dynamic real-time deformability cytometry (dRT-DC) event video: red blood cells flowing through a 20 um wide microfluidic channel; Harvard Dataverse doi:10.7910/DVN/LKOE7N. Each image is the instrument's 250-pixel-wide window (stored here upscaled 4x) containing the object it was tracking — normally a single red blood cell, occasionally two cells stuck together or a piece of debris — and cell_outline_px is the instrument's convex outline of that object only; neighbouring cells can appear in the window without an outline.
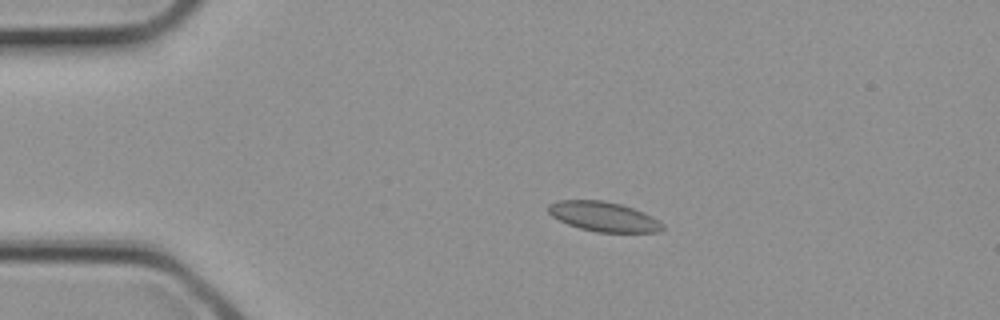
{"species": "common noctule bat (a hibernating species)", "species_latin": "Nyctalus noctula", "temperature_condition": "cold", "stored_images_in_passage": 32, "camera_frame_rate_fps": 3000, "um_per_image_px": 0.085, "animal": {"sex": "female", "body_mass_g": 21.9}, "frame": {"image": 1, "passage_image": 7, "time_ms": 2.0, "image_size_px": [1000, 320], "cell_outline_px": [[664, 228], [660, 232], [596, 232], [580, 228], [568, 224], [552, 216], [548, 212], [548, 204], [560, 200], [604, 200], [620, 204], [644, 212], [652, 216], [664, 224]], "centroid_in_image_um": [51.32, 18.41], "position_along_channel_um": 33.7, "area_um2": 19.77}}
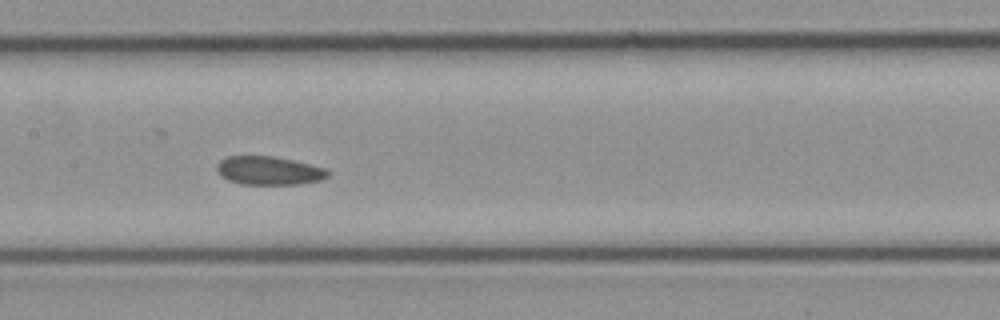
{"frame": {"image": 2, "passage_image": 16, "time_ms": 5.0, "image_size_px": [1000, 320], "cell_outline_px": [[328, 176], [320, 180], [296, 184], [240, 184], [228, 180], [220, 176], [216, 168], [216, 164], [220, 160], [228, 156], [272, 156], [292, 160], [324, 168], [328, 172]], "centroid_in_image_um": [22.79, 14.5], "position_along_channel_um": 184.6, "area_um2": 18.26}}
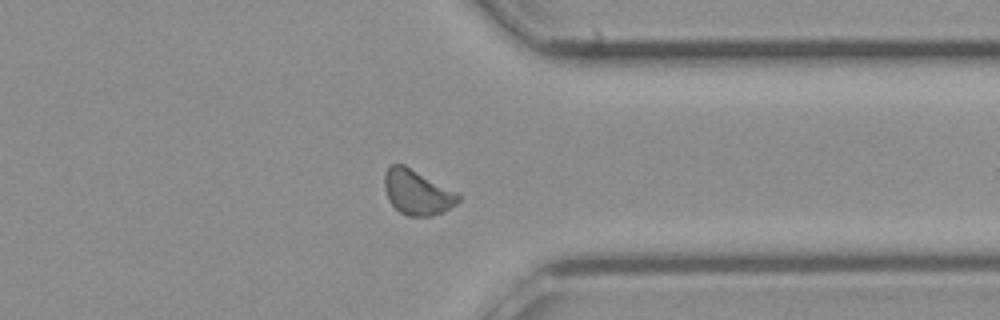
{"frame": {"image": 3, "passage_image": 25, "time_ms": 8.0, "image_size_px": [1000, 320], "cell_outline_px": [[460, 200], [456, 204], [444, 212], [432, 216], [408, 216], [400, 212], [388, 200], [384, 188], [384, 172], [392, 164], [404, 164], [456, 192], [460, 196]], "centroid_in_image_um": [35.44, 16.35], "position_along_channel_um": 376.0, "area_um2": 19.31}}